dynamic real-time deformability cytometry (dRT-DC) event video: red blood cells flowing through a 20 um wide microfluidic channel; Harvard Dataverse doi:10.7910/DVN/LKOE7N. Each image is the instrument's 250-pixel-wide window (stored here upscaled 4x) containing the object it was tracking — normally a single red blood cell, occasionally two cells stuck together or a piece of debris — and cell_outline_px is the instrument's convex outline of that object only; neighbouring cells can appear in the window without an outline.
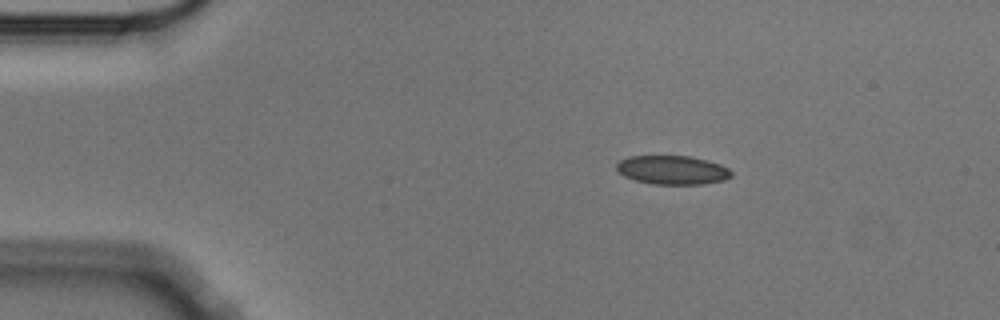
{"species": "Egyptian fruit bat (a non-hibernating species)", "species_latin": "Rousettus aegyptiacus", "temperature_condition": "cold", "stored_images_in_passage": 3, "camera_frame_rate_fps": 3000, "um_per_image_px": 0.085, "animal": {"sex": "male"}, "frame": {"image": 1, "passage_image": 1, "time_ms": 0.0, "image_size_px": [1000, 320], "cell_outline_px": [[732, 176], [724, 180], [704, 184], [652, 184], [636, 180], [624, 176], [616, 172], [616, 164], [620, 160], [628, 156], [688, 156], [708, 160], [720, 164], [728, 168], [732, 172]], "centroid_in_image_um": [57.14, 14.45], "position_along_channel_um": 27.9, "area_um2": 19.42}}